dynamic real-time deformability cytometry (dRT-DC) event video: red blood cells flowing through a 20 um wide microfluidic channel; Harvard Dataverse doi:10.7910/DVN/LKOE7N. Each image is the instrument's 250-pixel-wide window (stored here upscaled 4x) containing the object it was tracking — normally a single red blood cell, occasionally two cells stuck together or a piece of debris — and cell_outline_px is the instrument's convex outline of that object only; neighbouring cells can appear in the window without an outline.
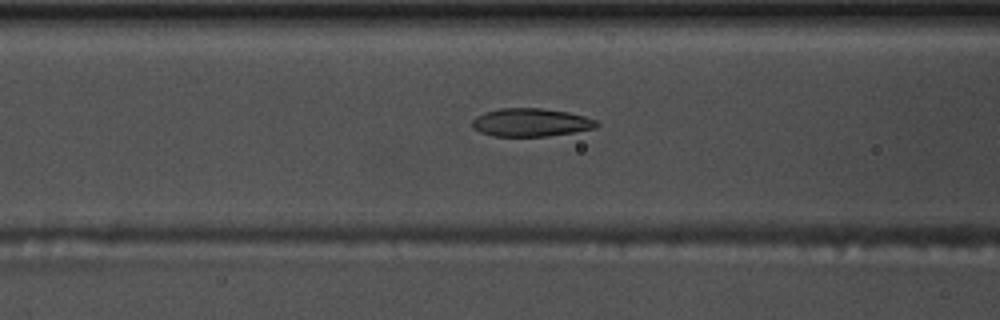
{"species": "common noctule bat (a hibernating species)", "species_latin": "Nyctalus noctula", "temperature_condition": "warm", "stored_images_in_passage": 40, "camera_frame_rate_fps": 3000, "um_per_image_px": 0.085, "animal": {"sex": "male", "body_mass_g": 17.5, "forearm_length_mm": 52.3}, "frame": {"image": 1, "passage_image": 7, "time_ms": 2.0, "image_size_px": [1000, 320], "cell_outline_px": [[600, 124], [596, 128], [576, 132], [548, 136], [496, 136], [480, 132], [472, 124], [472, 120], [476, 116], [484, 112], [500, 108], [540, 108], [568, 112], [584, 116], [596, 120]], "centroid_in_image_um": [45.16, 10.4], "position_along_channel_um": 121.4, "area_um2": 20.4}}
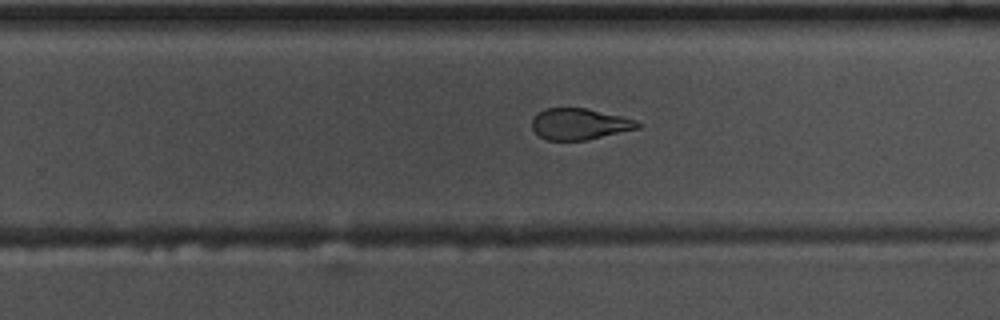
{"frame": {"image": 2, "passage_image": 20, "time_ms": 6.333, "image_size_px": [1000, 320], "cell_outline_px": [[644, 124], [640, 128], [588, 140], [548, 140], [540, 136], [532, 128], [532, 116], [544, 108], [584, 108], [620, 116], [636, 120]], "centroid_in_image_um": [49.27, 10.54], "position_along_channel_um": 280.5, "area_um2": 19.31}}
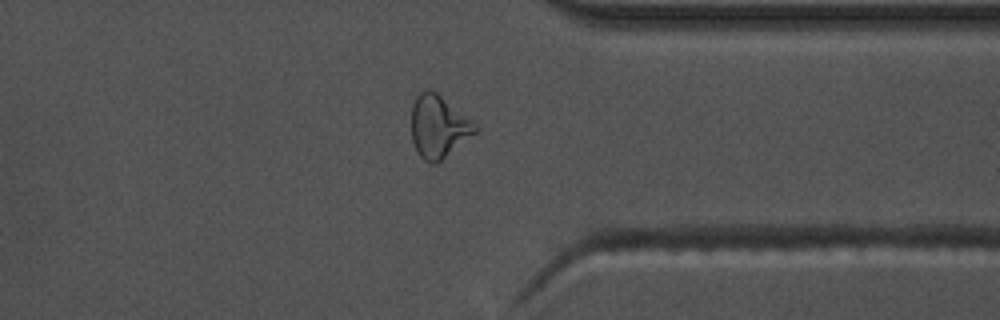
{"frame": {"image": 3, "passage_image": 28, "time_ms": 9.0, "image_size_px": [1000, 320], "cell_outline_px": [[480, 128], [476, 132], [436, 164], [432, 164], [424, 160], [416, 152], [412, 140], [412, 104], [416, 96], [420, 92], [428, 88], [436, 92], [472, 120]], "centroid_in_image_um": [37.25, 10.76], "position_along_channel_um": 374.1, "area_um2": 23.12}, "authors_computed_cell_mechanics": {"area_um2": 20.6924, "velocity_mm_per_s": 3.681, "shape_relaxation_time_tau1_ms": 6.3407, "shape_relaxation_time_tau2_ms": 2.0062, "deformation_change_tau1": 0.188, "deformation_change_tau2": 0.097}}